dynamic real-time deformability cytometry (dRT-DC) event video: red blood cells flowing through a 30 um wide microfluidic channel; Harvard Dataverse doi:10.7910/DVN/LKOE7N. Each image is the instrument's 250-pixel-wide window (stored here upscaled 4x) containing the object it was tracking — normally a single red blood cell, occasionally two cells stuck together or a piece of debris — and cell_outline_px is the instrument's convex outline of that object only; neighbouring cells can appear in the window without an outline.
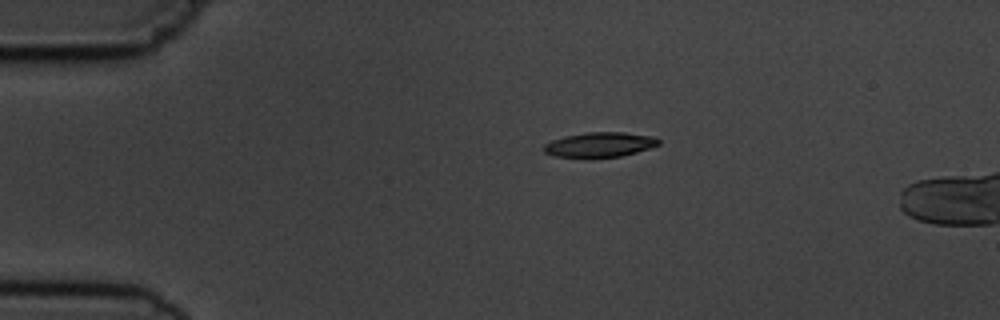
{"species": "common noctule bat (a hibernating species)", "species_latin": "Nyctalus noctula", "temperature_condition": "cold", "stored_images_in_passage": 3, "camera_frame_rate_fps": 3000, "um_per_image_px": 0.085, "animal": {"sex": "male", "body_mass_g": 19.5, "forearm_length_mm": 54.6}, "frame": {"image": 1, "passage_image": 1, "time_ms": 0.0, "image_size_px": [1000, 320], "cell_outline_px": [[660, 144], [636, 152], [620, 156], [588, 160], [556, 156], [544, 152], [544, 144], [552, 140], [564, 136], [588, 132], [624, 132], [656, 136], [660, 140]], "centroid_in_image_um": [50.96, 12.32], "position_along_channel_um": 34.0, "area_um2": 17.17}}